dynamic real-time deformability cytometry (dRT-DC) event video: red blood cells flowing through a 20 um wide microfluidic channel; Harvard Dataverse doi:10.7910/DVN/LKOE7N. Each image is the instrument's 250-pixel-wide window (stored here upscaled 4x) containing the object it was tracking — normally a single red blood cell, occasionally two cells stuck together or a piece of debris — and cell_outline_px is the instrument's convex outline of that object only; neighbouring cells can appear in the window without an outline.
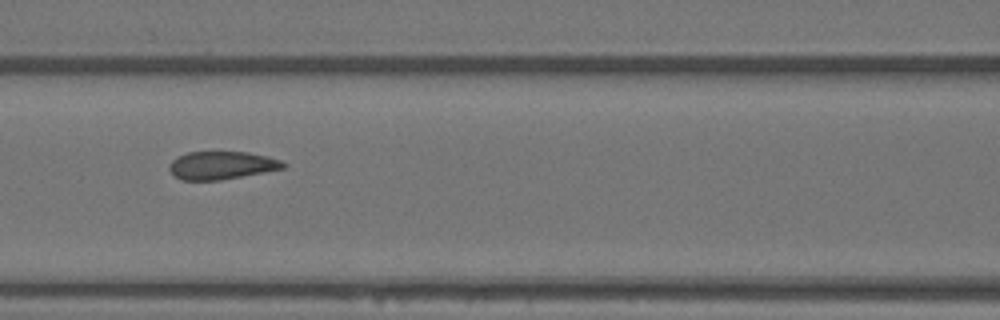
{"species": "Egyptian fruit bat (a non-hibernating species)", "species_latin": "Rousettus aegyptiacus", "temperature_condition": "warm", "stored_images_in_passage": 15, "camera_frame_rate_fps": 3000, "um_per_image_px": 0.085, "animal": {"sex": "female"}, "frame": {"image": 1, "passage_image": 7, "time_ms": 2.0, "image_size_px": [1000, 320], "cell_outline_px": [[288, 164], [284, 168], [220, 180], [180, 180], [168, 168], [168, 164], [176, 156], [188, 152], [248, 152], [268, 156], [280, 160]], "centroid_in_image_um": [18.82, 14.04], "position_along_channel_um": 147.8, "area_um2": 18.55}}
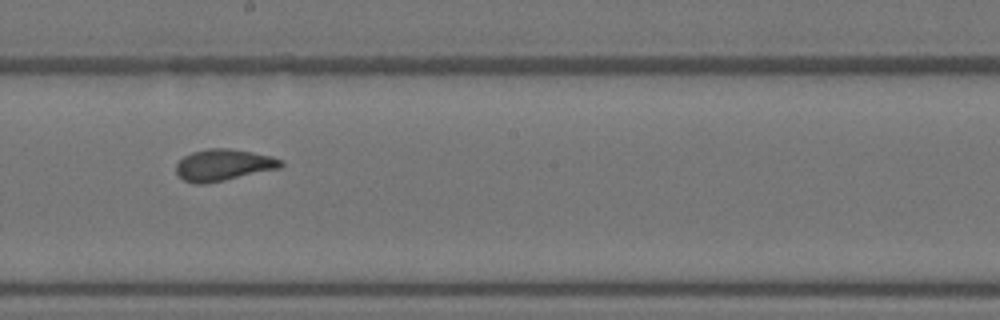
{"frame": {"image": 2, "passage_image": 9, "time_ms": 2.667, "image_size_px": [1000, 320], "cell_outline_px": [[284, 164], [280, 168], [224, 180], [204, 184], [196, 184], [184, 180], [176, 172], [176, 164], [184, 156], [192, 152], [208, 148], [228, 148], [252, 152], [272, 156], [284, 160]], "centroid_in_image_um": [19.01, 14.01], "position_along_channel_um": 229.2, "area_um2": 19.25}}
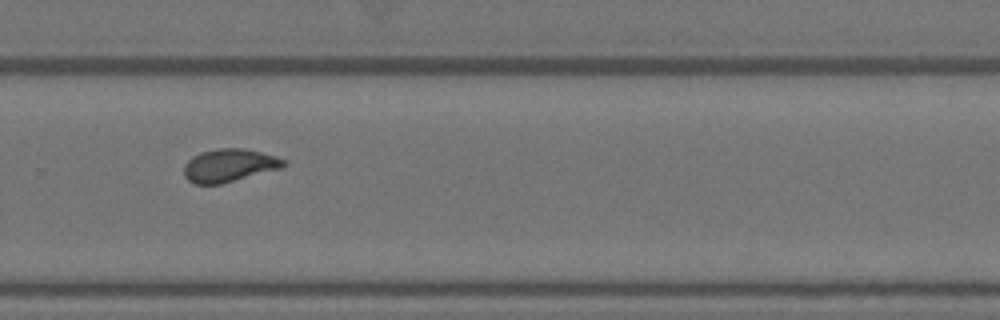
{"frame": {"image": 3, "passage_image": 11, "time_ms": 3.333, "image_size_px": [1000, 320], "cell_outline_px": [[288, 164], [280, 168], [220, 184], [196, 184], [188, 180], [184, 176], [184, 164], [192, 156], [200, 152], [216, 148], [244, 148], [276, 156], [288, 160]], "centroid_in_image_um": [19.48, 14.04], "position_along_channel_um": 310.3, "area_um2": 19.19}}